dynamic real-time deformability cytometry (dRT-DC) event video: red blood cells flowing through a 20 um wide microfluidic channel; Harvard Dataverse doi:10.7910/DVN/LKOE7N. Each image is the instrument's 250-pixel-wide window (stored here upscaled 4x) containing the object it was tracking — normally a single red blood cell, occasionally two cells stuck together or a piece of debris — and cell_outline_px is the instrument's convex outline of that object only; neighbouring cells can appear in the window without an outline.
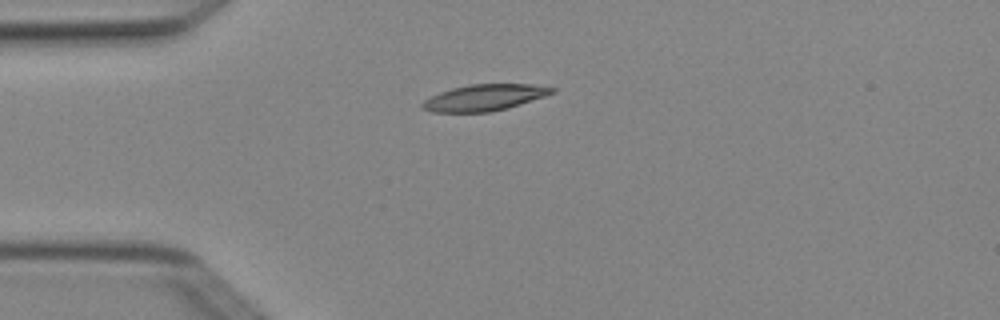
{"species": "Egyptian fruit bat (a non-hibernating species)", "species_latin": "Rousettus aegyptiacus", "temperature_condition": "cold", "stored_images_in_passage": 4, "camera_frame_rate_fps": 3000, "um_per_image_px": 0.085, "animal": {"sex": "female"}, "frame": {"image": 1, "passage_image": 2, "time_ms": 0.333, "image_size_px": [1000, 320], "cell_outline_px": [[556, 92], [508, 108], [488, 112], [432, 112], [420, 108], [420, 104], [424, 100], [440, 92], [452, 88], [468, 84], [532, 84], [556, 88]], "centroid_in_image_um": [41.15, 8.29], "position_along_channel_um": 43.8, "area_um2": 19.88}}
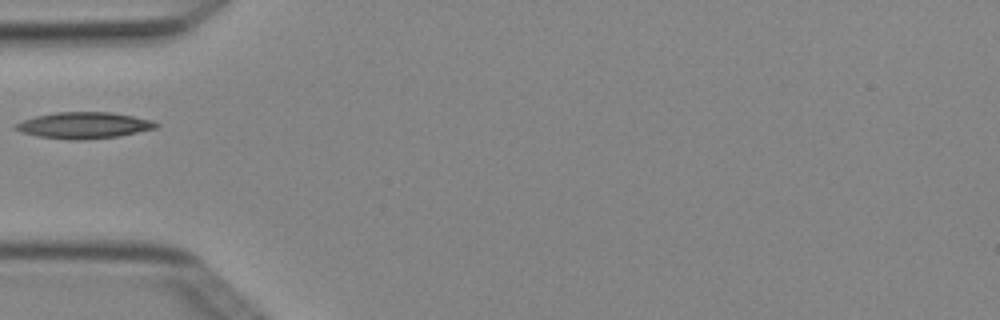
{"frame": {"image": 2, "passage_image": 3, "time_ms": 0.667, "image_size_px": [1000, 320], "cell_outline_px": [[160, 124], [156, 128], [120, 136], [84, 140], [68, 140], [40, 136], [20, 132], [12, 124], [20, 120], [36, 116], [56, 112], [108, 112], [132, 116], [152, 120]], "centroid_in_image_um": [7.11, 10.65], "position_along_channel_um": 77.9, "area_um2": 21.62}}
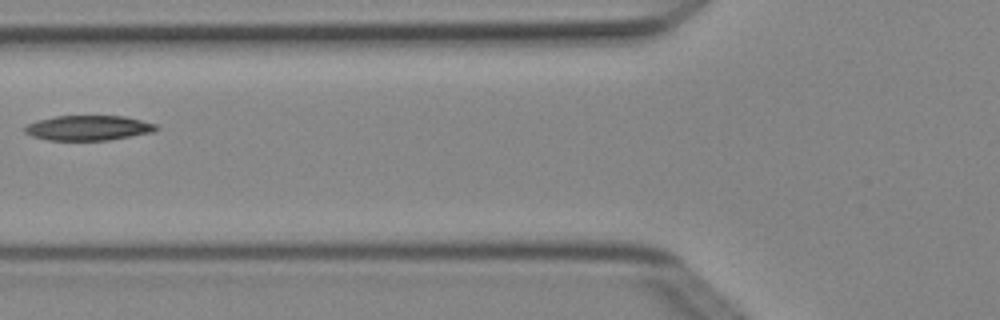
{"frame": {"image": 3, "passage_image": 4, "time_ms": 1.0, "image_size_px": [1000, 320], "cell_outline_px": [[160, 128], [152, 132], [108, 140], [48, 140], [32, 136], [24, 132], [24, 128], [28, 124], [40, 120], [56, 116], [124, 116], [156, 124]], "centroid_in_image_um": [7.52, 10.87], "position_along_channel_um": 118.3, "area_um2": 18.9}}